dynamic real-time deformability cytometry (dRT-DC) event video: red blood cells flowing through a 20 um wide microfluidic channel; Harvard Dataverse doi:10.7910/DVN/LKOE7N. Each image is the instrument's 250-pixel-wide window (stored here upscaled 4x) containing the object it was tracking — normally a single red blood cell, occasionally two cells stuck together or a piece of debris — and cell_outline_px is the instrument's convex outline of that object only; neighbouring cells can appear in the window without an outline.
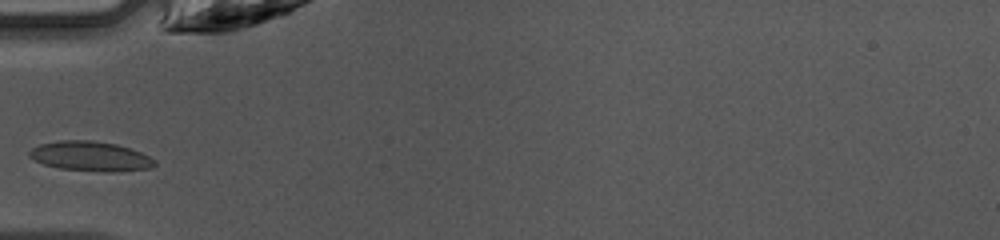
{"species": "common noctule bat (a hibernating species)", "species_latin": "Nyctalus noctula", "temperature_condition": "warm", "stored_images_in_passage": 25, "camera_frame_rate_fps": 3000, "um_per_image_px": 0.085, "animal": {"sex": "female", "body_mass_g": 10.0, "forearm_length_mm": 53.1}, "frame": {"image": 1, "passage_image": 1, "time_ms": 0.0, "image_size_px": [1000, 240], "cell_outline_px": [[156, 164], [152, 168], [112, 172], [104, 172], [60, 168], [44, 164], [28, 156], [28, 152], [32, 148], [40, 144], [60, 140], [92, 140], [116, 144], [132, 148], [156, 160]], "centroid_in_image_um": [7.71, 13.28], "position_along_channel_um": 77.3, "area_um2": 21.73}}
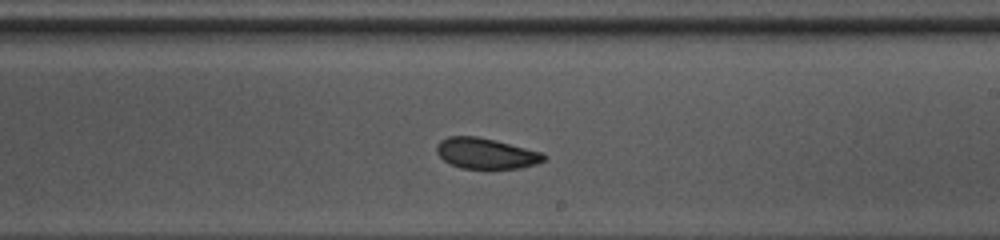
{"frame": {"image": 2, "passage_image": 13, "time_ms": 4.0, "image_size_px": [1000, 240], "cell_outline_px": [[548, 156], [544, 160], [536, 164], [520, 168], [460, 168], [444, 160], [436, 152], [436, 144], [440, 140], [448, 136], [476, 136], [544, 152]], "centroid_in_image_um": [41.32, 13.03], "position_along_channel_um": 247.7, "area_um2": 19.13}}
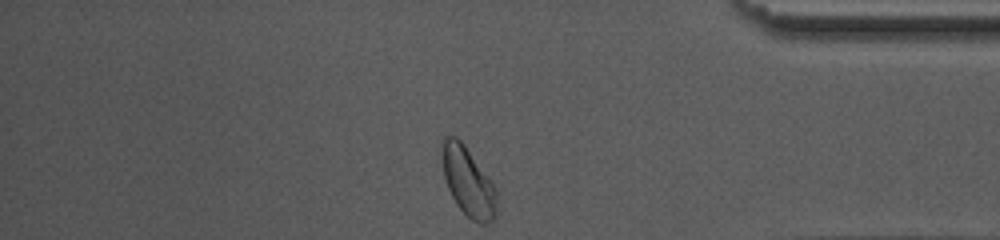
{"frame": {"image": 3, "passage_image": 25, "time_ms": 8.0, "image_size_px": [1000, 240], "cell_outline_px": [[496, 216], [492, 220], [484, 224], [480, 224], [472, 220], [456, 204], [448, 188], [444, 176], [440, 140], [444, 136], [456, 136], [464, 144], [496, 188]], "centroid_in_image_um": [39.77, 15.42], "position_along_channel_um": 395.4, "area_um2": 21.85}}